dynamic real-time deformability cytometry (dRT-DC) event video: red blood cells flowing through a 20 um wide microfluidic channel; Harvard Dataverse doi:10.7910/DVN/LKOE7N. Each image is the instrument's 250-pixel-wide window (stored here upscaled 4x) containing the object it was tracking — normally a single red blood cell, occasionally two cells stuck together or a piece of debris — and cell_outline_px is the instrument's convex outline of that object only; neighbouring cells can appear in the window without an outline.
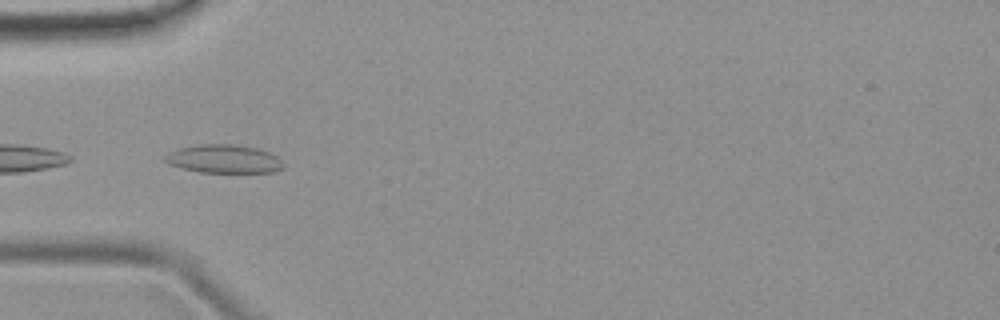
{"species": "common noctule bat (a hibernating species)", "species_latin": "Nyctalus noctula", "temperature_condition": "room temperature", "stored_images_in_passage": 20, "camera_frame_rate_fps": 3000, "um_per_image_px": 0.085, "animal": {"sex": "female", "body_mass_g": 19.9}, "frame": {"image": 1, "passage_image": 15, "time_ms": 4.667, "image_size_px": [1000, 320], "cell_outline_px": [[284, 168], [272, 172], [200, 172], [168, 164], [164, 160], [164, 156], [168, 152], [180, 148], [200, 144], [232, 144], [256, 148], [268, 152], [276, 156], [284, 164]], "centroid_in_image_um": [19.02, 13.51], "position_along_channel_um": 66.0, "area_um2": 19.42}}